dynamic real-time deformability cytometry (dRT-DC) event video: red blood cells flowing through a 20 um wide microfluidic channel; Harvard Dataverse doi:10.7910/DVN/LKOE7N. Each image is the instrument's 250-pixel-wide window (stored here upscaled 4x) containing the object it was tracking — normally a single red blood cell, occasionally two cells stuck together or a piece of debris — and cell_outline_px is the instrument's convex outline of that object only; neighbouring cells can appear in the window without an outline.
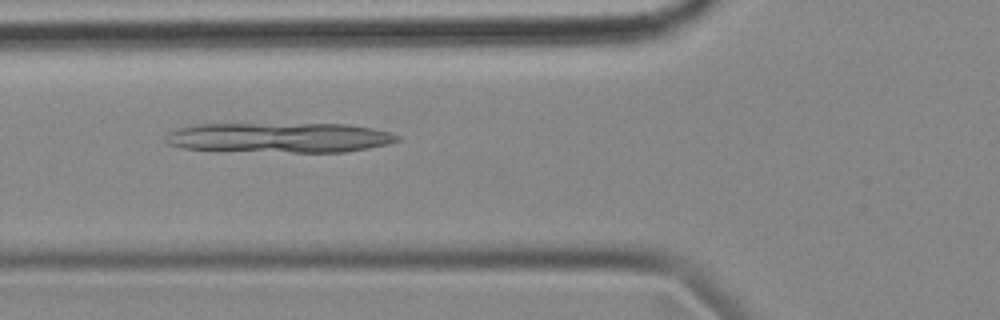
{"species": "common noctule bat (a hibernating species)", "species_latin": "Nyctalus noctula", "temperature_condition": "cold", "stored_images_in_passage": 43, "camera_frame_rate_fps": 3000, "um_per_image_px": 0.085, "animal": {"sex": "female", "body_mass_g": 18.4}, "frame": {"image": 1, "passage_image": 7, "time_ms": 2.0, "image_size_px": [1000, 320], "cell_outline_px": [[400, 140], [388, 144], [368, 148], [344, 152], [292, 152], [184, 148], [168, 144], [164, 140], [168, 132], [176, 128], [200, 124], [348, 124], [372, 128], [392, 132], [400, 136]], "centroid_in_image_um": [23.81, 11.68], "position_along_channel_um": 102.0, "area_um2": 40.29}}
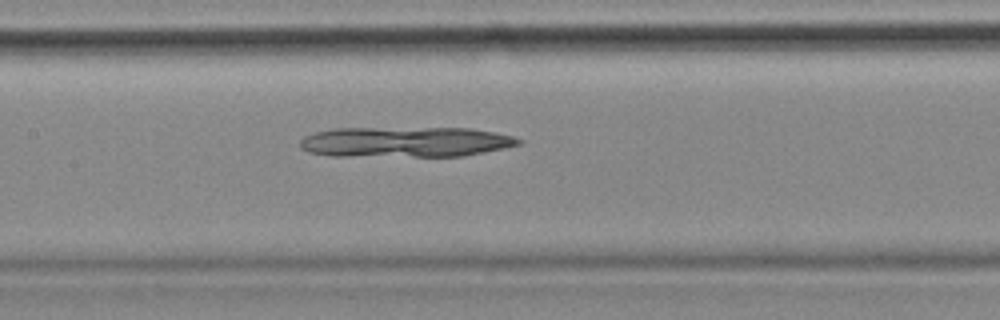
{"frame": {"image": 2, "passage_image": 13, "time_ms": 4.0, "image_size_px": [1000, 320], "cell_outline_px": [[524, 140], [520, 144], [504, 148], [464, 156], [332, 156], [308, 152], [300, 148], [300, 140], [304, 136], [316, 132], [336, 128], [468, 128], [492, 132], [512, 136]], "centroid_in_image_um": [34.44, 12.07], "position_along_channel_um": 173.0, "area_um2": 38.73}}
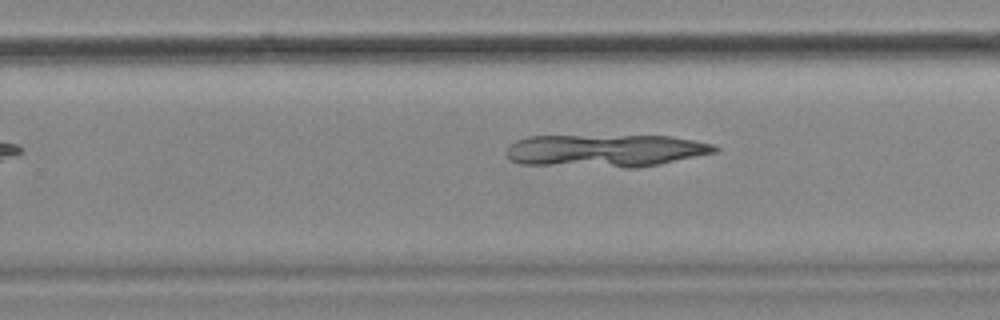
{"frame": {"image": 3, "passage_image": 22, "time_ms": 7.0, "image_size_px": [1000, 320], "cell_outline_px": [[720, 148], [716, 152], [660, 164], [636, 168], [624, 168], [520, 164], [512, 160], [504, 152], [508, 144], [516, 140], [528, 136], [668, 136], [692, 140], [712, 144]], "centroid_in_image_um": [51.41, 12.81], "position_along_channel_um": 278.4, "area_um2": 39.82}}